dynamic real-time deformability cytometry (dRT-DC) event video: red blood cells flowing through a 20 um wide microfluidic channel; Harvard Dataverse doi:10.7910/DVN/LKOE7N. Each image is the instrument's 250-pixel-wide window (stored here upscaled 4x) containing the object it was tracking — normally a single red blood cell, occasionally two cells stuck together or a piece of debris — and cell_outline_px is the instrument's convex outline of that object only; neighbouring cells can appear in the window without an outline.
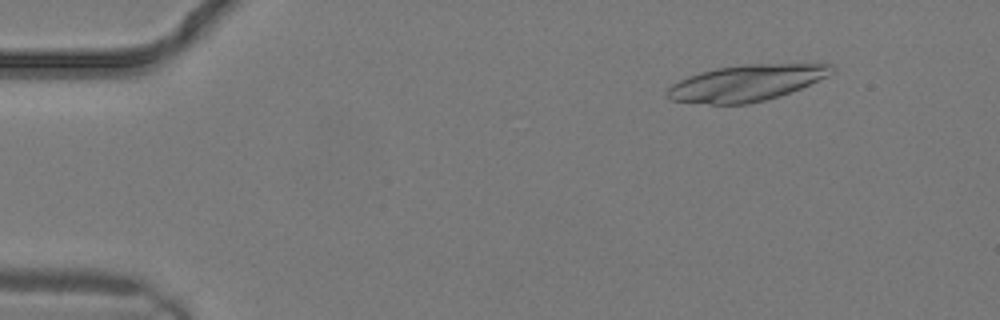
{"species": "common noctule bat (a hibernating species)", "species_latin": "Nyctalus noctula", "temperature_condition": "warm", "stored_images_in_passage": 6, "camera_frame_rate_fps": 3000, "um_per_image_px": 0.085, "animal": {"sex": "male", "body_mass_g": 19.2, "forearm_length_mm": 51.8}, "frame": {"image": 1, "passage_image": 1, "time_ms": 0.0, "image_size_px": [1000, 320], "cell_outline_px": [[836, 68], [828, 76], [800, 88], [780, 96], [748, 104], [708, 104], [668, 100], [664, 92], [672, 84], [688, 76], [700, 72], [716, 68], [744, 64], [832, 64]], "centroid_in_image_um": [63.4, 7.06], "position_along_channel_um": 21.6, "area_um2": 34.68}}